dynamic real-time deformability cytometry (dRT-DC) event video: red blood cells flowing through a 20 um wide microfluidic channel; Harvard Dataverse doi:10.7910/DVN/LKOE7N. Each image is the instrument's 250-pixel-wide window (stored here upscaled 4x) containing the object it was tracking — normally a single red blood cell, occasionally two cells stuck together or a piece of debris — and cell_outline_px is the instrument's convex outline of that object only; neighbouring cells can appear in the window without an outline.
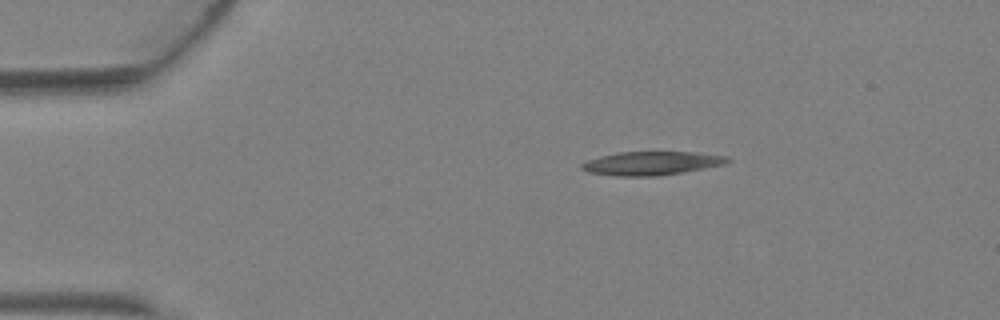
{"species": "Egyptian fruit bat (a non-hibernating species)", "species_latin": "Rousettus aegyptiacus", "temperature_condition": "warm", "stored_images_in_passage": 2, "camera_frame_rate_fps": 3000, "um_per_image_px": 0.085, "animal": {"sex": "female"}, "frame": {"image": 1, "passage_image": 1, "time_ms": 0.0, "image_size_px": [1000, 320], "cell_outline_px": [[732, 160], [728, 164], [684, 172], [656, 176], [616, 176], [588, 172], [580, 168], [580, 164], [588, 160], [600, 156], [620, 152], [692, 152], [728, 156]], "centroid_in_image_um": [55.42, 13.88], "position_along_channel_um": 29.6, "area_um2": 20.17}}